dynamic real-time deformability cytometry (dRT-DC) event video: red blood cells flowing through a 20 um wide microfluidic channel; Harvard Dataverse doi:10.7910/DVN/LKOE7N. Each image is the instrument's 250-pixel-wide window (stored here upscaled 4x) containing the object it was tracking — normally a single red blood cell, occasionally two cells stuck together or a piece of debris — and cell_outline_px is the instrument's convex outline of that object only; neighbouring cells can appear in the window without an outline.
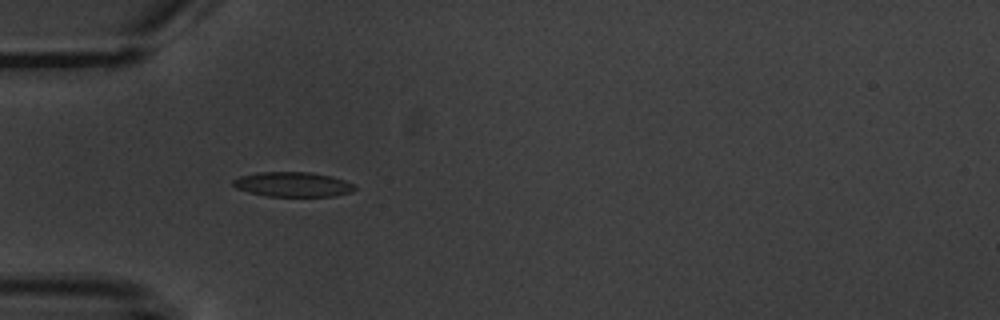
{"species": "common noctule bat (a hibernating species)", "species_latin": "Nyctalus noctula", "temperature_condition": "warm", "stored_images_in_passage": 5, "camera_frame_rate_fps": 3000, "um_per_image_px": 0.085, "animal": {"sex": "male", "body_mass_g": 20.1, "forearm_length_mm": 53.5}, "frame": {"image": 1, "passage_image": 4, "time_ms": 4.667, "image_size_px": [1000, 320], "cell_outline_px": [[356, 188], [352, 192], [336, 196], [268, 196], [248, 192], [236, 188], [232, 184], [232, 180], [240, 176], [256, 172], [312, 172], [332, 176], [344, 180], [352, 184]], "centroid_in_image_um": [24.88, 15.67], "position_along_channel_um": 60.1, "area_um2": 17.63}}